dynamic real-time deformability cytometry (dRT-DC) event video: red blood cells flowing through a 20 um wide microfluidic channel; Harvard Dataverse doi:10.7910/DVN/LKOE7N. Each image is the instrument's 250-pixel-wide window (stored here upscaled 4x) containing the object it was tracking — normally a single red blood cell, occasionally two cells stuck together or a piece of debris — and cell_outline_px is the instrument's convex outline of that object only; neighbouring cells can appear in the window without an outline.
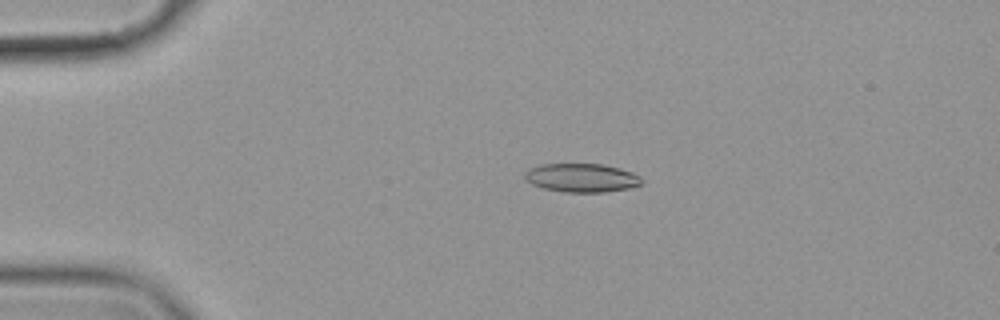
{"species": "common noctule bat (a hibernating species)", "species_latin": "Nyctalus noctula", "temperature_condition": "cold", "stored_images_in_passage": 54, "camera_frame_rate_fps": 3000, "um_per_image_px": 0.085, "animal": {"sex": "female", "body_mass_g": 19.9}, "frame": {"image": 1, "passage_image": 10, "time_ms": 3.0, "image_size_px": [1000, 320], "cell_outline_px": [[644, 180], [640, 184], [628, 188], [604, 192], [564, 192], [544, 188], [532, 184], [524, 180], [524, 172], [528, 168], [540, 164], [604, 164], [620, 168], [632, 172], [640, 176]], "centroid_in_image_um": [49.41, 15.1], "position_along_channel_um": 35.6, "area_um2": 19.65}}
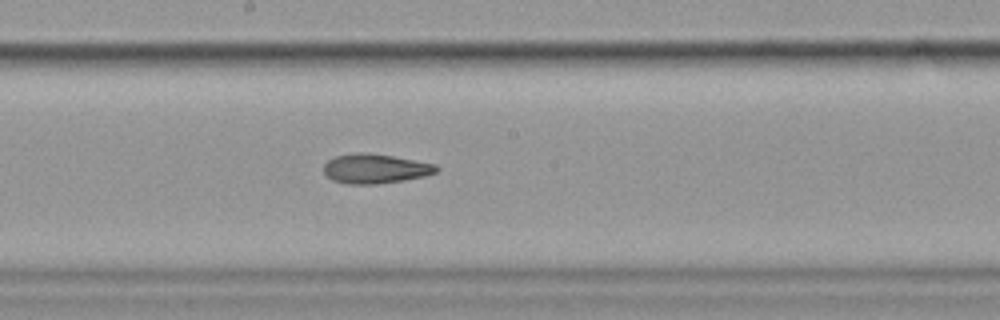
{"frame": {"image": 2, "passage_image": 29, "time_ms": 9.333, "image_size_px": [1000, 320], "cell_outline_px": [[440, 168], [436, 172], [424, 176], [404, 180], [376, 184], [344, 184], [332, 180], [324, 172], [324, 164], [328, 160], [336, 156], [356, 152], [364, 152], [392, 156], [436, 164]], "centroid_in_image_um": [31.88, 14.34], "position_along_channel_um": 216.3, "area_um2": 19.36}}
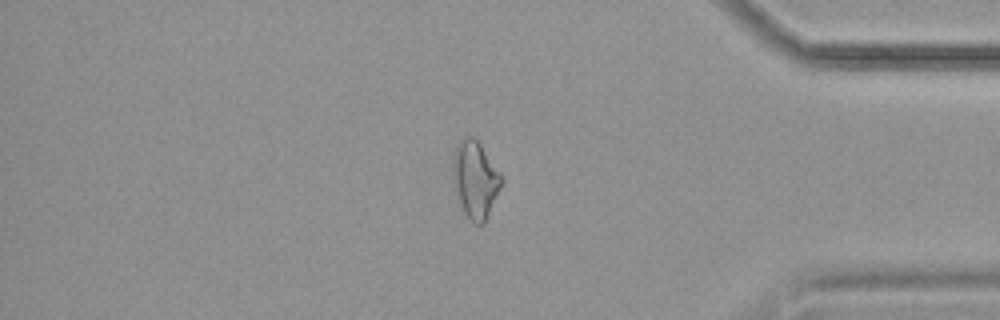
{"frame": {"image": 3, "passage_image": 46, "time_ms": 15.0, "image_size_px": [1000, 320], "cell_outline_px": [[504, 180], [484, 220], [480, 224], [476, 224], [464, 212], [452, 180], [452, 160], [456, 144], [460, 140], [468, 136], [472, 136], [480, 144], [504, 176]], "centroid_in_image_um": [40.39, 15.18], "position_along_channel_um": 394.8, "area_um2": 21.44}, "authors_computed_cell_mechanics": {"area_um2": 19.7965, "velocity_mm_per_s": 3.5565, "shape_relaxation_time_tau1_ms": null, "shape_relaxation_time_tau2_ms": 5.7326, "deformation_change_tau1": null, "deformation_change_tau2": 0.1437}}